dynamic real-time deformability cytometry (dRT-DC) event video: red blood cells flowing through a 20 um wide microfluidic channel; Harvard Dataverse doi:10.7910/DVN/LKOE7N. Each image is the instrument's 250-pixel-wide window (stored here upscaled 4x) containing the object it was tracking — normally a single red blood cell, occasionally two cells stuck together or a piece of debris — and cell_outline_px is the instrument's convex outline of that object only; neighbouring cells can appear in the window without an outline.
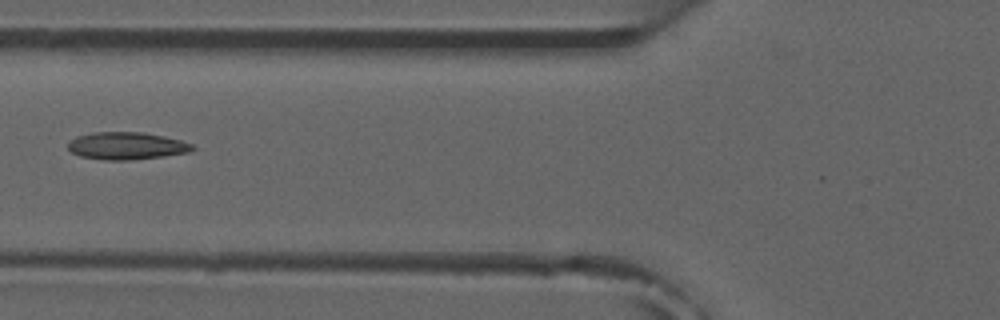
{"species": "common noctule bat (a hibernating species)", "species_latin": "Nyctalus noctula", "temperature_condition": "room temperature", "stored_images_in_passage": 5, "camera_frame_rate_fps": 3000, "um_per_image_px": 0.085, "animal": {"sex": "male", "forearm_length_mm": 52.5}, "frame": {"image": 1, "passage_image": 5, "time_ms": 5.667, "image_size_px": [1000, 320], "cell_outline_px": [[196, 148], [188, 152], [160, 156], [128, 160], [104, 160], [80, 156], [72, 152], [68, 148], [68, 140], [76, 136], [92, 132], [144, 132], [164, 136], [180, 140], [192, 144]], "centroid_in_image_um": [10.71, 12.38], "position_along_channel_um": 115.1, "area_um2": 19.83}}